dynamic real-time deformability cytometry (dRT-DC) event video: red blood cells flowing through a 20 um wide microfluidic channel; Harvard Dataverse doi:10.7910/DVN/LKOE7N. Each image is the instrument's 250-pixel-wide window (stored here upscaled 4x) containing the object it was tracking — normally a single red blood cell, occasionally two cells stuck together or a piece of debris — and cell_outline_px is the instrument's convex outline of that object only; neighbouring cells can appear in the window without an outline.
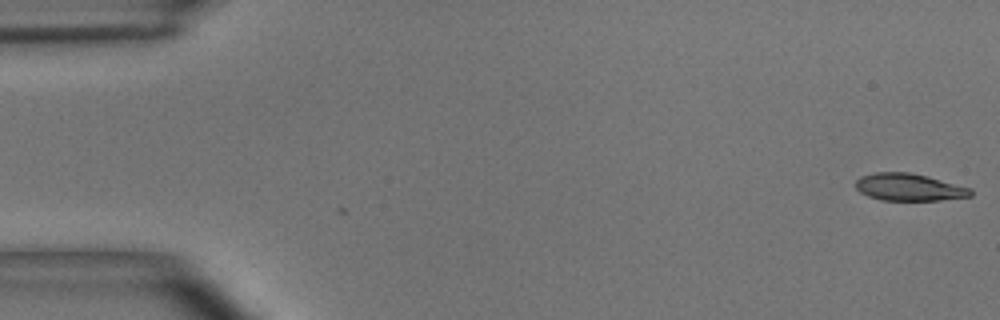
{"species": "common noctule bat (a hibernating species)", "species_latin": "Nyctalus noctula", "temperature_condition": "room temperature", "stored_images_in_passage": 54, "camera_frame_rate_fps": 3000, "um_per_image_px": 0.085, "animal": {"sex": "male", "body_mass_g": 15.6}, "frame": {"image": 1, "passage_image": 1, "time_ms": 0.0, "image_size_px": [1000, 320], "cell_outline_px": [[972, 196], [940, 200], [880, 200], [868, 196], [860, 192], [856, 188], [856, 180], [860, 176], [872, 172], [908, 172], [928, 176], [972, 188]], "centroid_in_image_um": [77.26, 15.9], "position_along_channel_um": 7.7, "area_um2": 18.38}}
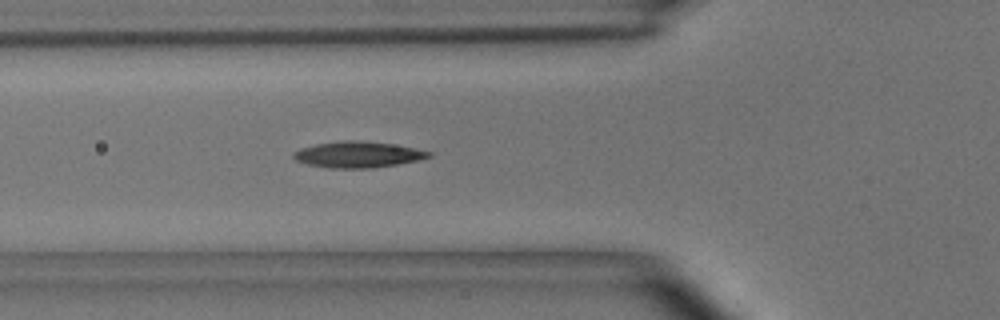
{"frame": {"image": 2, "passage_image": 19, "time_ms": 6.0, "image_size_px": [1000, 320], "cell_outline_px": [[432, 156], [416, 160], [396, 164], [372, 168], [328, 168], [308, 164], [296, 160], [292, 156], [292, 152], [300, 148], [316, 144], [340, 140], [364, 140], [392, 144], [416, 148], [432, 152]], "centroid_in_image_um": [30.39, 13.12], "position_along_channel_um": 95.4, "area_um2": 20.63}}
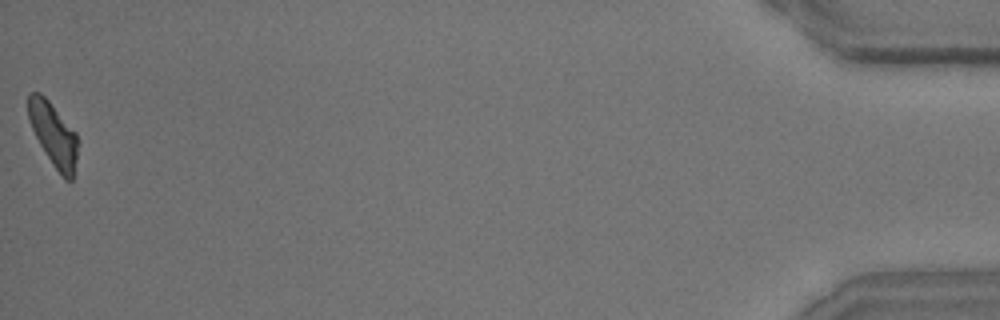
{"frame": {"image": 3, "passage_image": 54, "time_ms": 17.667, "image_size_px": [1000, 320], "cell_outline_px": [[76, 160], [72, 180], [64, 180], [52, 164], [40, 144], [32, 128], [28, 116], [28, 92], [40, 92], [48, 100], [76, 132]], "centroid_in_image_um": [4.52, 11.42], "position_along_channel_um": 430.7, "area_um2": 17.98}, "authors_computed_cell_mechanics": {"area_um2": 19.3919, "velocity_mm_per_s": 3.6848, "shape_relaxation_time_tau1_ms": 3.6271, "shape_relaxation_time_tau2_ms": 8.808, "deformation_change_tau1": 0.1488, "deformation_change_tau2": 0.1615}}